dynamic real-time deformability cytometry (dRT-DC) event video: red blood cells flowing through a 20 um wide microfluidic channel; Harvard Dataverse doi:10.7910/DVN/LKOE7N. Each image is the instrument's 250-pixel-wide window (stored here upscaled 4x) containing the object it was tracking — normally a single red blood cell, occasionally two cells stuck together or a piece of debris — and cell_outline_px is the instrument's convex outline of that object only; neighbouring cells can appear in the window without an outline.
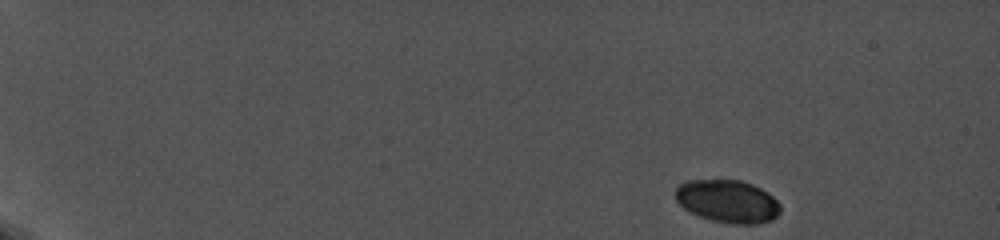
{"species": "common noctule bat (a hibernating species)", "species_latin": "Nyctalus noctula", "temperature_condition": "cold", "stored_images_in_passage": 14, "camera_frame_rate_fps": 5000, "um_per_image_px": 0.085, "animal": {"sex": "female", "body_mass_g": 19.0, "forearm_length_mm": 56.7}, "frame": {"image": 1, "passage_image": 1, "time_ms": 0.0, "image_size_px": [1000, 240], "cell_outline_px": [[780, 212], [772, 220], [760, 224], [732, 224], [712, 220], [688, 212], [676, 200], [676, 188], [680, 184], [688, 180], [740, 180], [752, 184], [768, 192], [780, 204]], "centroid_in_image_um": [61.86, 17.12], "position_along_channel_um": 23.1, "area_um2": 26.24}}
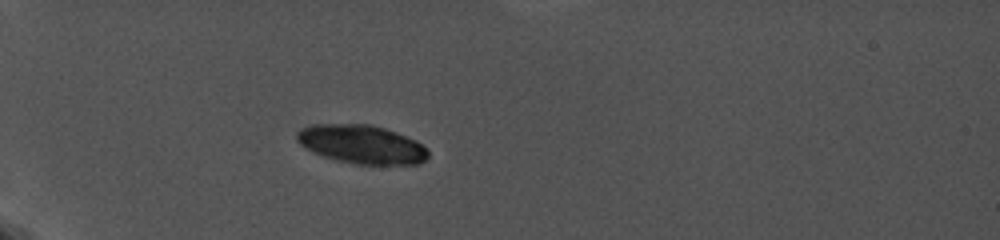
{"frame": {"image": 2, "passage_image": 10, "time_ms": 4.2, "image_size_px": [1000, 240], "cell_outline_px": [[428, 156], [420, 164], [356, 164], [336, 160], [324, 156], [300, 144], [296, 140], [296, 132], [300, 128], [308, 124], [372, 124], [396, 132], [416, 140], [428, 152]], "centroid_in_image_um": [30.71, 12.25], "position_along_channel_um": 54.3, "area_um2": 29.42}}